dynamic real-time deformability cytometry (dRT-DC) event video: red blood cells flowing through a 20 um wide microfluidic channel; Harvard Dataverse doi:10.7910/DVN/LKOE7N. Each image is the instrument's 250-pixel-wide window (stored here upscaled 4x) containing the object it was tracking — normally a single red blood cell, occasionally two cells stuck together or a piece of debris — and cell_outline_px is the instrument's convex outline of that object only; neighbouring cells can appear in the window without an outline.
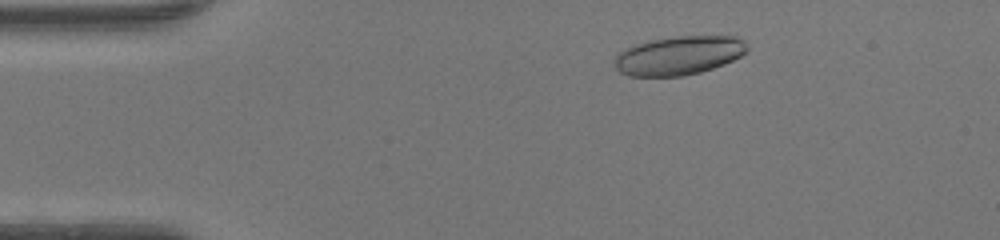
{"species": "human", "species_latin": "Homo sapiens", "temperature_condition": "warm", "stored_images_in_passage": 46, "camera_frame_rate_fps": 3000, "um_per_image_px": 0.085, "donor": {"sex": "female"}, "frame": {"image": 1, "passage_image": 6, "time_ms": 1.667, "image_size_px": [1000, 240], "cell_outline_px": [[748, 52], [724, 64], [700, 72], [684, 76], [628, 76], [620, 72], [616, 68], [616, 56], [620, 52], [636, 44], [648, 40], [676, 36], [732, 36], [744, 40], [748, 48]], "centroid_in_image_um": [57.72, 4.71], "position_along_channel_um": 27.3, "area_um2": 29.88}}
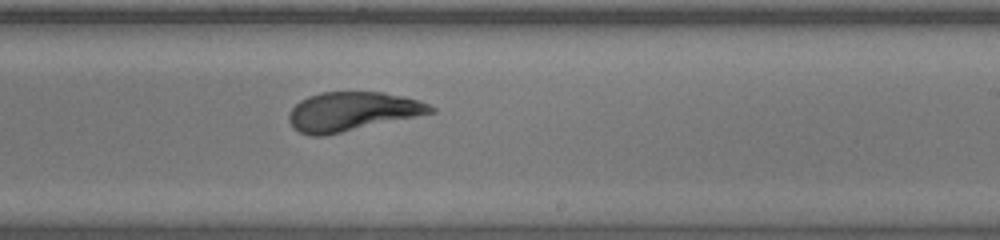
{"frame": {"image": 2, "passage_image": 27, "time_ms": 8.667, "image_size_px": [1000, 240], "cell_outline_px": [[436, 112], [324, 136], [312, 136], [300, 132], [292, 128], [288, 120], [288, 116], [292, 108], [300, 100], [308, 96], [320, 92], [384, 92], [404, 96], [420, 100], [436, 108]], "centroid_in_image_um": [29.93, 9.47], "position_along_channel_um": 259.1, "area_um2": 32.31}}
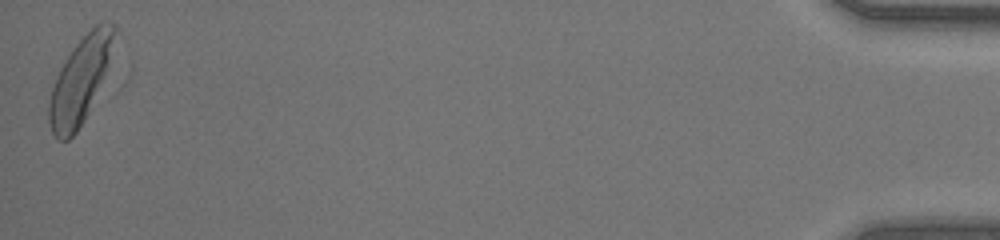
{"frame": {"image": 3, "passage_image": 46, "time_ms": 15.0, "image_size_px": [1000, 240], "cell_outline_px": [[116, 28], [104, 72], [100, 84], [88, 112], [84, 120], [76, 132], [68, 140], [56, 140], [52, 132], [48, 120], [48, 104], [52, 88], [56, 76], [60, 68], [76, 44], [96, 24], [104, 20], [108, 20], [116, 24]], "centroid_in_image_um": [6.76, 6.86], "position_along_channel_um": 428.4, "area_um2": 31.56}, "authors_computed_cell_mechanics": {"area_um2": 31.1831, "velocity_mm_per_s": 4.2507, "shape_relaxation_time_tau1_ms": 3.7275, "shape_relaxation_time_tau2_ms": 1.4518, "deformation_change_tau1": 0.1829, "deformation_change_tau2": 0.0806}}